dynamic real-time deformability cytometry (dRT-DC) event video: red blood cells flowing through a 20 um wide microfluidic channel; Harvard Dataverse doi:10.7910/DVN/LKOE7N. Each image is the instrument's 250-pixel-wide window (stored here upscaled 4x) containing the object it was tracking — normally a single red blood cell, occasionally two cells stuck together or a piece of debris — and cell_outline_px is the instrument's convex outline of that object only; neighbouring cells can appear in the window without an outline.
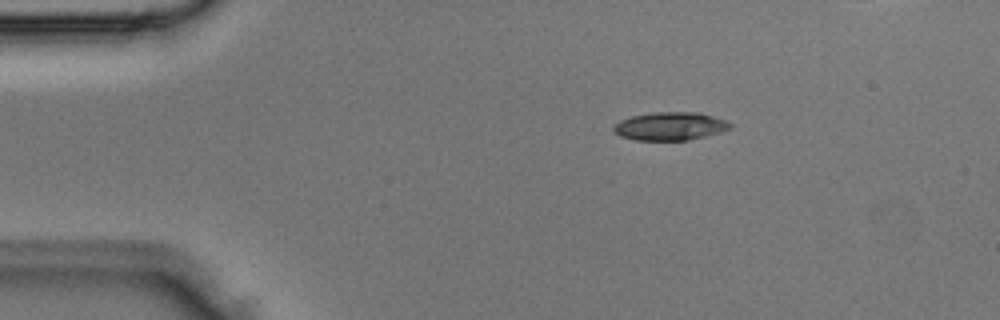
{"species": "Egyptian fruit bat (a non-hibernating species)", "species_latin": "Rousettus aegyptiacus", "temperature_condition": "room temperature", "stored_images_in_passage": 3, "camera_frame_rate_fps": 3000, "um_per_image_px": 0.085, "animal": {"sex": "male"}, "frame": {"image": 1, "passage_image": 1, "time_ms": 0.0, "image_size_px": [1000, 320], "cell_outline_px": [[732, 128], [720, 132], [688, 140], [636, 140], [620, 136], [612, 128], [612, 124], [620, 120], [632, 116], [656, 112], [700, 112], [724, 120], [732, 124]], "centroid_in_image_um": [56.94, 10.72], "position_along_channel_um": 28.1, "area_um2": 19.07}}